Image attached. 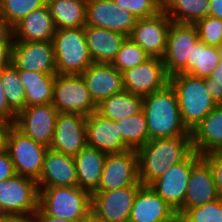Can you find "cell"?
Masks as SVG:
<instances>
[{
  "instance_id": "1",
  "label": "cell",
  "mask_w": 222,
  "mask_h": 222,
  "mask_svg": "<svg viewBox=\"0 0 222 222\" xmlns=\"http://www.w3.org/2000/svg\"><path fill=\"white\" fill-rule=\"evenodd\" d=\"M192 151L191 136L150 139L136 150L140 183L149 186Z\"/></svg>"
},
{
  "instance_id": "2",
  "label": "cell",
  "mask_w": 222,
  "mask_h": 222,
  "mask_svg": "<svg viewBox=\"0 0 222 222\" xmlns=\"http://www.w3.org/2000/svg\"><path fill=\"white\" fill-rule=\"evenodd\" d=\"M143 111L150 139L191 136L182 122L177 95L170 83L143 97Z\"/></svg>"
},
{
  "instance_id": "3",
  "label": "cell",
  "mask_w": 222,
  "mask_h": 222,
  "mask_svg": "<svg viewBox=\"0 0 222 222\" xmlns=\"http://www.w3.org/2000/svg\"><path fill=\"white\" fill-rule=\"evenodd\" d=\"M169 83L177 95L182 122L191 132L218 104L206 92L200 77L177 73L170 76Z\"/></svg>"
},
{
  "instance_id": "4",
  "label": "cell",
  "mask_w": 222,
  "mask_h": 222,
  "mask_svg": "<svg viewBox=\"0 0 222 222\" xmlns=\"http://www.w3.org/2000/svg\"><path fill=\"white\" fill-rule=\"evenodd\" d=\"M38 191V207L47 216L80 222L91 212V193L79 186L48 187Z\"/></svg>"
},
{
  "instance_id": "5",
  "label": "cell",
  "mask_w": 222,
  "mask_h": 222,
  "mask_svg": "<svg viewBox=\"0 0 222 222\" xmlns=\"http://www.w3.org/2000/svg\"><path fill=\"white\" fill-rule=\"evenodd\" d=\"M52 43L57 74L80 75L93 63L86 44L84 27L56 30Z\"/></svg>"
},
{
  "instance_id": "6",
  "label": "cell",
  "mask_w": 222,
  "mask_h": 222,
  "mask_svg": "<svg viewBox=\"0 0 222 222\" xmlns=\"http://www.w3.org/2000/svg\"><path fill=\"white\" fill-rule=\"evenodd\" d=\"M4 148L10 155L16 174L38 180L49 149L47 146L35 142L11 124L5 134Z\"/></svg>"
},
{
  "instance_id": "7",
  "label": "cell",
  "mask_w": 222,
  "mask_h": 222,
  "mask_svg": "<svg viewBox=\"0 0 222 222\" xmlns=\"http://www.w3.org/2000/svg\"><path fill=\"white\" fill-rule=\"evenodd\" d=\"M52 104L59 113L89 116L97 111L81 75L56 74Z\"/></svg>"
},
{
  "instance_id": "8",
  "label": "cell",
  "mask_w": 222,
  "mask_h": 222,
  "mask_svg": "<svg viewBox=\"0 0 222 222\" xmlns=\"http://www.w3.org/2000/svg\"><path fill=\"white\" fill-rule=\"evenodd\" d=\"M200 41L194 24L171 22L167 34L163 62L169 76L177 73L188 74V59L193 47Z\"/></svg>"
},
{
  "instance_id": "9",
  "label": "cell",
  "mask_w": 222,
  "mask_h": 222,
  "mask_svg": "<svg viewBox=\"0 0 222 222\" xmlns=\"http://www.w3.org/2000/svg\"><path fill=\"white\" fill-rule=\"evenodd\" d=\"M37 182L18 174L0 181V215L31 214L38 210Z\"/></svg>"
},
{
  "instance_id": "10",
  "label": "cell",
  "mask_w": 222,
  "mask_h": 222,
  "mask_svg": "<svg viewBox=\"0 0 222 222\" xmlns=\"http://www.w3.org/2000/svg\"><path fill=\"white\" fill-rule=\"evenodd\" d=\"M143 185H131L112 191L91 193V212L104 222H129L138 190Z\"/></svg>"
},
{
  "instance_id": "11",
  "label": "cell",
  "mask_w": 222,
  "mask_h": 222,
  "mask_svg": "<svg viewBox=\"0 0 222 222\" xmlns=\"http://www.w3.org/2000/svg\"><path fill=\"white\" fill-rule=\"evenodd\" d=\"M131 185H142L136 150L107 154L100 182L94 191H112Z\"/></svg>"
},
{
  "instance_id": "12",
  "label": "cell",
  "mask_w": 222,
  "mask_h": 222,
  "mask_svg": "<svg viewBox=\"0 0 222 222\" xmlns=\"http://www.w3.org/2000/svg\"><path fill=\"white\" fill-rule=\"evenodd\" d=\"M200 157L193 150L183 161L171 166L149 185L176 212L183 206L192 166Z\"/></svg>"
},
{
  "instance_id": "13",
  "label": "cell",
  "mask_w": 222,
  "mask_h": 222,
  "mask_svg": "<svg viewBox=\"0 0 222 222\" xmlns=\"http://www.w3.org/2000/svg\"><path fill=\"white\" fill-rule=\"evenodd\" d=\"M124 90L145 97L164 88L169 83L162 58L150 57L140 65L123 73Z\"/></svg>"
},
{
  "instance_id": "14",
  "label": "cell",
  "mask_w": 222,
  "mask_h": 222,
  "mask_svg": "<svg viewBox=\"0 0 222 222\" xmlns=\"http://www.w3.org/2000/svg\"><path fill=\"white\" fill-rule=\"evenodd\" d=\"M59 112L52 103L25 106L16 117L15 126L35 142L49 148Z\"/></svg>"
},
{
  "instance_id": "15",
  "label": "cell",
  "mask_w": 222,
  "mask_h": 222,
  "mask_svg": "<svg viewBox=\"0 0 222 222\" xmlns=\"http://www.w3.org/2000/svg\"><path fill=\"white\" fill-rule=\"evenodd\" d=\"M12 64L18 70L57 74L52 41H14Z\"/></svg>"
},
{
  "instance_id": "16",
  "label": "cell",
  "mask_w": 222,
  "mask_h": 222,
  "mask_svg": "<svg viewBox=\"0 0 222 222\" xmlns=\"http://www.w3.org/2000/svg\"><path fill=\"white\" fill-rule=\"evenodd\" d=\"M137 19L113 0H87L86 25L109 29L129 37Z\"/></svg>"
},
{
  "instance_id": "17",
  "label": "cell",
  "mask_w": 222,
  "mask_h": 222,
  "mask_svg": "<svg viewBox=\"0 0 222 222\" xmlns=\"http://www.w3.org/2000/svg\"><path fill=\"white\" fill-rule=\"evenodd\" d=\"M171 20L162 10L148 18H138L129 38L151 57L163 58Z\"/></svg>"
},
{
  "instance_id": "18",
  "label": "cell",
  "mask_w": 222,
  "mask_h": 222,
  "mask_svg": "<svg viewBox=\"0 0 222 222\" xmlns=\"http://www.w3.org/2000/svg\"><path fill=\"white\" fill-rule=\"evenodd\" d=\"M85 115L59 113L49 149L75 156L87 146Z\"/></svg>"
},
{
  "instance_id": "19",
  "label": "cell",
  "mask_w": 222,
  "mask_h": 222,
  "mask_svg": "<svg viewBox=\"0 0 222 222\" xmlns=\"http://www.w3.org/2000/svg\"><path fill=\"white\" fill-rule=\"evenodd\" d=\"M87 146L107 154L122 153L131 148L123 141L118 120L107 119L97 112L86 118Z\"/></svg>"
},
{
  "instance_id": "20",
  "label": "cell",
  "mask_w": 222,
  "mask_h": 222,
  "mask_svg": "<svg viewBox=\"0 0 222 222\" xmlns=\"http://www.w3.org/2000/svg\"><path fill=\"white\" fill-rule=\"evenodd\" d=\"M219 197L208 163L200 157L192 166L183 206L176 212L213 202Z\"/></svg>"
},
{
  "instance_id": "21",
  "label": "cell",
  "mask_w": 222,
  "mask_h": 222,
  "mask_svg": "<svg viewBox=\"0 0 222 222\" xmlns=\"http://www.w3.org/2000/svg\"><path fill=\"white\" fill-rule=\"evenodd\" d=\"M36 182L38 190L48 187L78 186L74 157L48 149L42 172Z\"/></svg>"
},
{
  "instance_id": "22",
  "label": "cell",
  "mask_w": 222,
  "mask_h": 222,
  "mask_svg": "<svg viewBox=\"0 0 222 222\" xmlns=\"http://www.w3.org/2000/svg\"><path fill=\"white\" fill-rule=\"evenodd\" d=\"M80 75L96 105L124 90L123 74L111 64L93 62Z\"/></svg>"
},
{
  "instance_id": "23",
  "label": "cell",
  "mask_w": 222,
  "mask_h": 222,
  "mask_svg": "<svg viewBox=\"0 0 222 222\" xmlns=\"http://www.w3.org/2000/svg\"><path fill=\"white\" fill-rule=\"evenodd\" d=\"M176 211L150 186H142L135 197L129 222H167Z\"/></svg>"
},
{
  "instance_id": "24",
  "label": "cell",
  "mask_w": 222,
  "mask_h": 222,
  "mask_svg": "<svg viewBox=\"0 0 222 222\" xmlns=\"http://www.w3.org/2000/svg\"><path fill=\"white\" fill-rule=\"evenodd\" d=\"M192 148L199 155L222 152V104H218L190 132Z\"/></svg>"
},
{
  "instance_id": "25",
  "label": "cell",
  "mask_w": 222,
  "mask_h": 222,
  "mask_svg": "<svg viewBox=\"0 0 222 222\" xmlns=\"http://www.w3.org/2000/svg\"><path fill=\"white\" fill-rule=\"evenodd\" d=\"M14 41H52L56 32L53 18L47 5L30 12L13 27Z\"/></svg>"
},
{
  "instance_id": "26",
  "label": "cell",
  "mask_w": 222,
  "mask_h": 222,
  "mask_svg": "<svg viewBox=\"0 0 222 222\" xmlns=\"http://www.w3.org/2000/svg\"><path fill=\"white\" fill-rule=\"evenodd\" d=\"M89 54L94 63L111 64L127 36L105 28L84 27Z\"/></svg>"
},
{
  "instance_id": "27",
  "label": "cell",
  "mask_w": 222,
  "mask_h": 222,
  "mask_svg": "<svg viewBox=\"0 0 222 222\" xmlns=\"http://www.w3.org/2000/svg\"><path fill=\"white\" fill-rule=\"evenodd\" d=\"M107 153L86 146L74 157L78 186L92 193L100 182Z\"/></svg>"
},
{
  "instance_id": "28",
  "label": "cell",
  "mask_w": 222,
  "mask_h": 222,
  "mask_svg": "<svg viewBox=\"0 0 222 222\" xmlns=\"http://www.w3.org/2000/svg\"><path fill=\"white\" fill-rule=\"evenodd\" d=\"M57 30L86 26L87 0H46Z\"/></svg>"
},
{
  "instance_id": "29",
  "label": "cell",
  "mask_w": 222,
  "mask_h": 222,
  "mask_svg": "<svg viewBox=\"0 0 222 222\" xmlns=\"http://www.w3.org/2000/svg\"><path fill=\"white\" fill-rule=\"evenodd\" d=\"M18 73L25 88L26 106L53 102L56 74H43L27 70H18Z\"/></svg>"
},
{
  "instance_id": "30",
  "label": "cell",
  "mask_w": 222,
  "mask_h": 222,
  "mask_svg": "<svg viewBox=\"0 0 222 222\" xmlns=\"http://www.w3.org/2000/svg\"><path fill=\"white\" fill-rule=\"evenodd\" d=\"M143 110V97L123 90L102 100L97 105V113L117 121L138 114Z\"/></svg>"
},
{
  "instance_id": "31",
  "label": "cell",
  "mask_w": 222,
  "mask_h": 222,
  "mask_svg": "<svg viewBox=\"0 0 222 222\" xmlns=\"http://www.w3.org/2000/svg\"><path fill=\"white\" fill-rule=\"evenodd\" d=\"M210 0H165L163 10L174 23L194 24L208 16Z\"/></svg>"
},
{
  "instance_id": "32",
  "label": "cell",
  "mask_w": 222,
  "mask_h": 222,
  "mask_svg": "<svg viewBox=\"0 0 222 222\" xmlns=\"http://www.w3.org/2000/svg\"><path fill=\"white\" fill-rule=\"evenodd\" d=\"M219 58V47L199 41L193 47L191 59H188V74L202 79L210 77L220 62Z\"/></svg>"
},
{
  "instance_id": "33",
  "label": "cell",
  "mask_w": 222,
  "mask_h": 222,
  "mask_svg": "<svg viewBox=\"0 0 222 222\" xmlns=\"http://www.w3.org/2000/svg\"><path fill=\"white\" fill-rule=\"evenodd\" d=\"M118 130L123 141L133 150H137L150 140L143 110L134 116L118 120Z\"/></svg>"
},
{
  "instance_id": "34",
  "label": "cell",
  "mask_w": 222,
  "mask_h": 222,
  "mask_svg": "<svg viewBox=\"0 0 222 222\" xmlns=\"http://www.w3.org/2000/svg\"><path fill=\"white\" fill-rule=\"evenodd\" d=\"M1 79L6 102L18 114L26 106L25 88L21 83L18 69L13 64L3 68Z\"/></svg>"
},
{
  "instance_id": "35",
  "label": "cell",
  "mask_w": 222,
  "mask_h": 222,
  "mask_svg": "<svg viewBox=\"0 0 222 222\" xmlns=\"http://www.w3.org/2000/svg\"><path fill=\"white\" fill-rule=\"evenodd\" d=\"M150 57L151 56L148 55L141 46L127 37L122 43L111 65L123 73L128 69L140 65Z\"/></svg>"
},
{
  "instance_id": "36",
  "label": "cell",
  "mask_w": 222,
  "mask_h": 222,
  "mask_svg": "<svg viewBox=\"0 0 222 222\" xmlns=\"http://www.w3.org/2000/svg\"><path fill=\"white\" fill-rule=\"evenodd\" d=\"M46 5V0H3L0 15L13 27L30 12Z\"/></svg>"
},
{
  "instance_id": "37",
  "label": "cell",
  "mask_w": 222,
  "mask_h": 222,
  "mask_svg": "<svg viewBox=\"0 0 222 222\" xmlns=\"http://www.w3.org/2000/svg\"><path fill=\"white\" fill-rule=\"evenodd\" d=\"M181 216L184 222H222V198L189 208Z\"/></svg>"
},
{
  "instance_id": "38",
  "label": "cell",
  "mask_w": 222,
  "mask_h": 222,
  "mask_svg": "<svg viewBox=\"0 0 222 222\" xmlns=\"http://www.w3.org/2000/svg\"><path fill=\"white\" fill-rule=\"evenodd\" d=\"M194 25L198 31L200 41L208 46L219 47L222 45V20L206 16L197 20Z\"/></svg>"
},
{
  "instance_id": "39",
  "label": "cell",
  "mask_w": 222,
  "mask_h": 222,
  "mask_svg": "<svg viewBox=\"0 0 222 222\" xmlns=\"http://www.w3.org/2000/svg\"><path fill=\"white\" fill-rule=\"evenodd\" d=\"M137 18H148L157 15L163 10L161 0H113Z\"/></svg>"
},
{
  "instance_id": "40",
  "label": "cell",
  "mask_w": 222,
  "mask_h": 222,
  "mask_svg": "<svg viewBox=\"0 0 222 222\" xmlns=\"http://www.w3.org/2000/svg\"><path fill=\"white\" fill-rule=\"evenodd\" d=\"M201 157L208 163L218 195L222 198V152H212Z\"/></svg>"
},
{
  "instance_id": "41",
  "label": "cell",
  "mask_w": 222,
  "mask_h": 222,
  "mask_svg": "<svg viewBox=\"0 0 222 222\" xmlns=\"http://www.w3.org/2000/svg\"><path fill=\"white\" fill-rule=\"evenodd\" d=\"M16 175L12 160L8 151L3 148L0 150V181L8 180Z\"/></svg>"
},
{
  "instance_id": "42",
  "label": "cell",
  "mask_w": 222,
  "mask_h": 222,
  "mask_svg": "<svg viewBox=\"0 0 222 222\" xmlns=\"http://www.w3.org/2000/svg\"><path fill=\"white\" fill-rule=\"evenodd\" d=\"M17 114L9 107L4 96V88L0 71V119L7 123L15 124Z\"/></svg>"
},
{
  "instance_id": "43",
  "label": "cell",
  "mask_w": 222,
  "mask_h": 222,
  "mask_svg": "<svg viewBox=\"0 0 222 222\" xmlns=\"http://www.w3.org/2000/svg\"><path fill=\"white\" fill-rule=\"evenodd\" d=\"M204 83L206 86V92L209 93L212 99L217 104H222V86L217 84L212 78H204Z\"/></svg>"
},
{
  "instance_id": "44",
  "label": "cell",
  "mask_w": 222,
  "mask_h": 222,
  "mask_svg": "<svg viewBox=\"0 0 222 222\" xmlns=\"http://www.w3.org/2000/svg\"><path fill=\"white\" fill-rule=\"evenodd\" d=\"M13 28L0 15V44H13Z\"/></svg>"
},
{
  "instance_id": "45",
  "label": "cell",
  "mask_w": 222,
  "mask_h": 222,
  "mask_svg": "<svg viewBox=\"0 0 222 222\" xmlns=\"http://www.w3.org/2000/svg\"><path fill=\"white\" fill-rule=\"evenodd\" d=\"M0 222H38L36 213L0 215Z\"/></svg>"
},
{
  "instance_id": "46",
  "label": "cell",
  "mask_w": 222,
  "mask_h": 222,
  "mask_svg": "<svg viewBox=\"0 0 222 222\" xmlns=\"http://www.w3.org/2000/svg\"><path fill=\"white\" fill-rule=\"evenodd\" d=\"M13 44H0V71L12 64Z\"/></svg>"
},
{
  "instance_id": "47",
  "label": "cell",
  "mask_w": 222,
  "mask_h": 222,
  "mask_svg": "<svg viewBox=\"0 0 222 222\" xmlns=\"http://www.w3.org/2000/svg\"><path fill=\"white\" fill-rule=\"evenodd\" d=\"M208 15L222 20V0H210Z\"/></svg>"
},
{
  "instance_id": "48",
  "label": "cell",
  "mask_w": 222,
  "mask_h": 222,
  "mask_svg": "<svg viewBox=\"0 0 222 222\" xmlns=\"http://www.w3.org/2000/svg\"><path fill=\"white\" fill-rule=\"evenodd\" d=\"M219 57L220 62L218 63L216 69L210 75V78H212L217 84H220L222 86V45L219 46Z\"/></svg>"
},
{
  "instance_id": "49",
  "label": "cell",
  "mask_w": 222,
  "mask_h": 222,
  "mask_svg": "<svg viewBox=\"0 0 222 222\" xmlns=\"http://www.w3.org/2000/svg\"><path fill=\"white\" fill-rule=\"evenodd\" d=\"M38 222H74L71 220L59 219L52 216H47L39 207L36 212Z\"/></svg>"
},
{
  "instance_id": "50",
  "label": "cell",
  "mask_w": 222,
  "mask_h": 222,
  "mask_svg": "<svg viewBox=\"0 0 222 222\" xmlns=\"http://www.w3.org/2000/svg\"><path fill=\"white\" fill-rule=\"evenodd\" d=\"M10 124L0 119V150L5 146V134Z\"/></svg>"
},
{
  "instance_id": "51",
  "label": "cell",
  "mask_w": 222,
  "mask_h": 222,
  "mask_svg": "<svg viewBox=\"0 0 222 222\" xmlns=\"http://www.w3.org/2000/svg\"><path fill=\"white\" fill-rule=\"evenodd\" d=\"M80 222H104L98 217H96L92 212H90L84 219Z\"/></svg>"
},
{
  "instance_id": "52",
  "label": "cell",
  "mask_w": 222,
  "mask_h": 222,
  "mask_svg": "<svg viewBox=\"0 0 222 222\" xmlns=\"http://www.w3.org/2000/svg\"><path fill=\"white\" fill-rule=\"evenodd\" d=\"M167 222H184L182 216L180 214H176L173 218H171Z\"/></svg>"
}]
</instances>
